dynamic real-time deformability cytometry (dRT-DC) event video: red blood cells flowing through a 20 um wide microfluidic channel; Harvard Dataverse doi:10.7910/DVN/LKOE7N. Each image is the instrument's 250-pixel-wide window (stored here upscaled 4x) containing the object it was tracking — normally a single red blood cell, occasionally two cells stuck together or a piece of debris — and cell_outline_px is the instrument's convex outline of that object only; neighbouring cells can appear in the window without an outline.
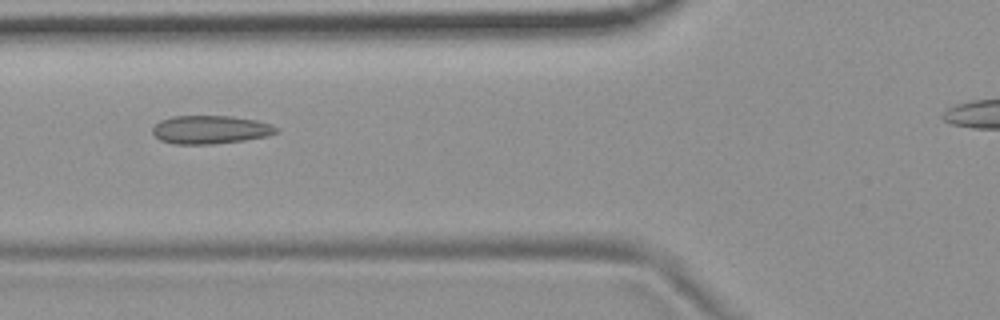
{"species": "common noctule bat (a hibernating species)", "species_latin": "Nyctalus noctula", "temperature_condition": "room temperature", "stored_images_in_passage": 6, "camera_frame_rate_fps": 3000, "um_per_image_px": 0.085, "animal": {"sex": "female", "body_mass_g": 19.9}, "frame": {"image": 1, "passage_image": 6, "time_ms": 1.667, "image_size_px": [1000, 320], "cell_outline_px": [[280, 132], [268, 136], [244, 140], [212, 144], [172, 144], [160, 140], [152, 132], [152, 128], [160, 120], [172, 116], [232, 116], [256, 120], [268, 124], [276, 128]], "centroid_in_image_um": [17.86, 11.02], "position_along_channel_um": 107.9, "area_um2": 20.4}}